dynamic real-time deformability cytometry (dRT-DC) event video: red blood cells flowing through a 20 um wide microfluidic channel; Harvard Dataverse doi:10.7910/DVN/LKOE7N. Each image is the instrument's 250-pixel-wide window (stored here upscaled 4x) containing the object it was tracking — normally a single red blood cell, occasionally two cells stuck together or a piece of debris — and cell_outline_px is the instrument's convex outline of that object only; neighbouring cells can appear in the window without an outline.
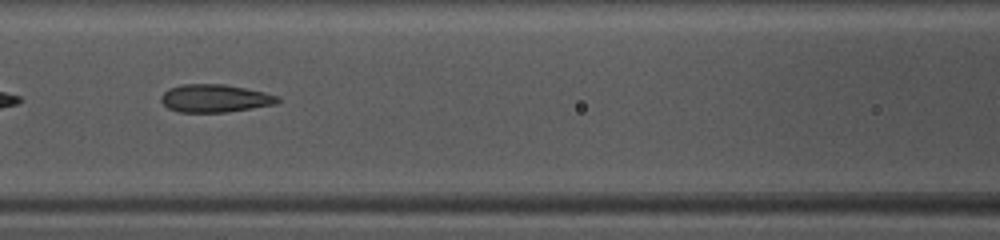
{"species": "common noctule bat (a hibernating species)", "species_latin": "Nyctalus noctula", "temperature_condition": "warm", "stored_images_in_passage": 37, "camera_frame_rate_fps": 3000, "um_per_image_px": 0.085, "animal": {"sex": "female", "body_mass_g": 10.0, "forearm_length_mm": 53.1}, "frame": {"image": 1, "passage_image": 16, "time_ms": 5.0, "image_size_px": [1000, 240], "cell_outline_px": [[280, 100], [276, 104], [252, 108], [224, 112], [180, 112], [168, 108], [160, 100], [160, 96], [168, 88], [180, 84], [224, 84], [264, 92], [280, 96]], "centroid_in_image_um": [18.25, 8.35], "position_along_channel_um": 148.3, "area_um2": 18.96}}
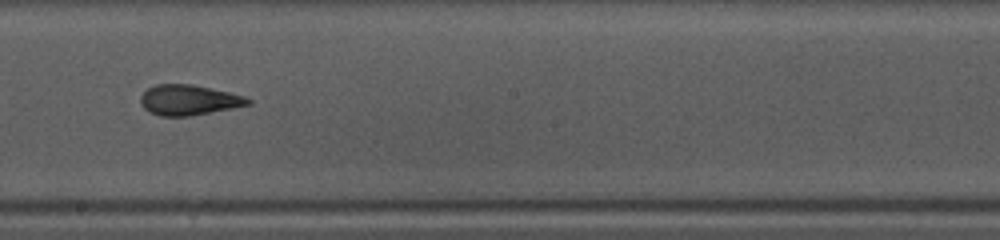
{"frame": {"image": 2, "passage_image": 22, "time_ms": 7.0, "image_size_px": [1000, 240], "cell_outline_px": [[252, 104], [192, 116], [160, 116], [148, 112], [140, 104], [140, 96], [148, 88], [156, 84], [192, 84], [228, 92], [244, 96], [252, 100]], "centroid_in_image_um": [16.03, 8.51], "position_along_channel_um": 232.2, "area_um2": 19.07}, "authors_computed_cell_mechanics": {"area_um2": 19.8254, "velocity_mm_per_s": 4.1949, "shape_relaxation_time_tau1_ms": null, "shape_relaxation_time_tau2_ms": 1.3863, "deformation_change_tau1": null, "deformation_change_tau2": 0.0811}}